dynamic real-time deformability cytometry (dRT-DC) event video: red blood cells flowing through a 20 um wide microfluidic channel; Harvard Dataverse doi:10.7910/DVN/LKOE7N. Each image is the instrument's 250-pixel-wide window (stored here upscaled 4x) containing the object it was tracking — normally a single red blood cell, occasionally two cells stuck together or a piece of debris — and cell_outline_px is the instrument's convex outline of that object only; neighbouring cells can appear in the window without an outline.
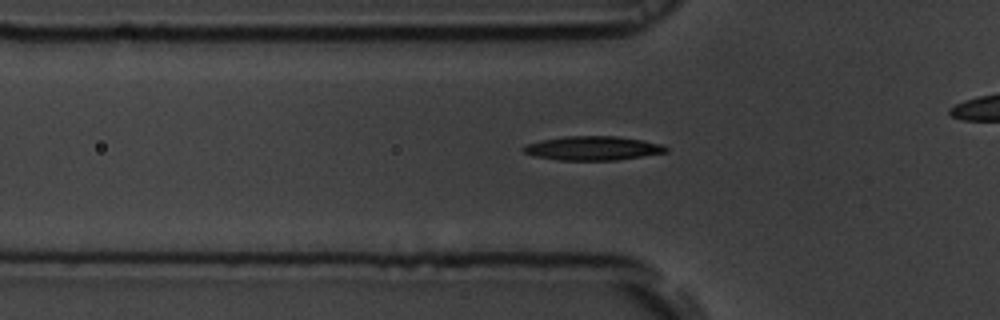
{"species": "common noctule bat (a hibernating species)", "species_latin": "Nyctalus noctula", "temperature_condition": "room temperature", "stored_images_in_passage": 30, "camera_frame_rate_fps": 3000, "um_per_image_px": 0.085, "animal": {"sex": "male", "body_mass_g": 19.5, "forearm_length_mm": 54.6}, "frame": {"image": 1, "passage_image": 4, "time_ms": 1.0, "image_size_px": [1000, 320], "cell_outline_px": [[668, 152], [616, 160], [560, 160], [532, 156], [524, 152], [520, 148], [524, 144], [540, 140], [564, 136], [616, 136], [644, 140], [660, 144], [668, 148]], "centroid_in_image_um": [50.33, 12.59], "position_along_channel_um": 75.5, "area_um2": 20.11}}
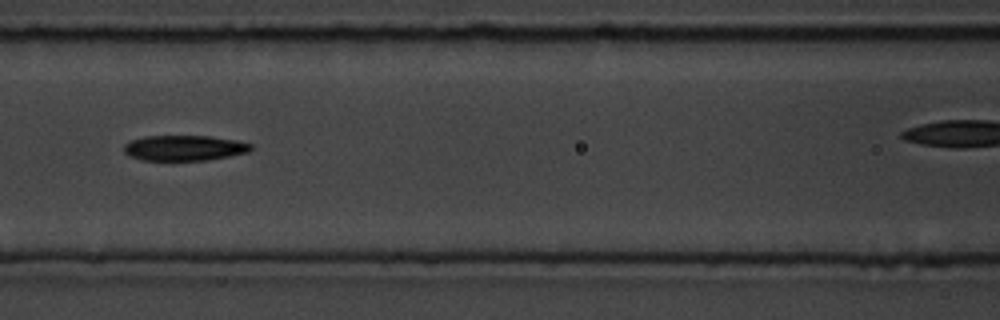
{"frame": {"image": 2, "passage_image": 10, "time_ms": 3.0, "image_size_px": [1000, 320], "cell_outline_px": [[252, 148], [248, 152], [208, 160], [140, 160], [128, 156], [124, 152], [124, 144], [132, 140], [144, 136], [208, 136], [236, 140], [252, 144]], "centroid_in_image_um": [15.63, 12.58], "position_along_channel_um": 151.0, "area_um2": 18.79}}
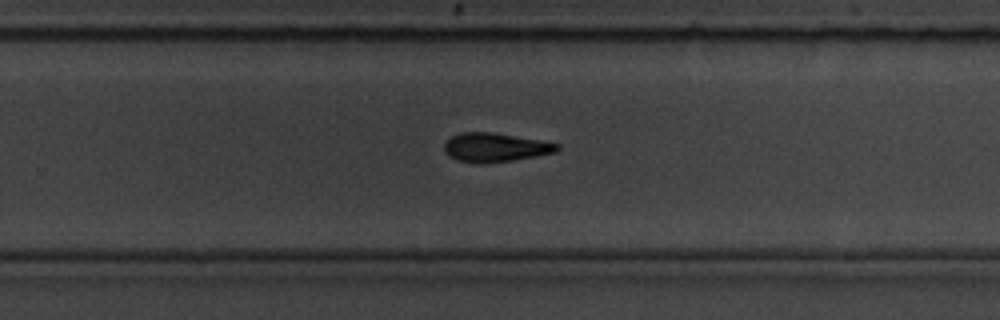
{"frame": {"image": 3, "passage_image": 21, "time_ms": 6.667, "image_size_px": [1000, 320], "cell_outline_px": [[560, 148], [556, 152], [536, 156], [512, 160], [484, 164], [476, 164], [456, 160], [448, 156], [444, 152], [444, 144], [452, 136], [460, 132], [492, 132], [560, 144]], "centroid_in_image_um": [42.05, 12.54], "position_along_channel_um": 287.8, "area_um2": 19.07}}